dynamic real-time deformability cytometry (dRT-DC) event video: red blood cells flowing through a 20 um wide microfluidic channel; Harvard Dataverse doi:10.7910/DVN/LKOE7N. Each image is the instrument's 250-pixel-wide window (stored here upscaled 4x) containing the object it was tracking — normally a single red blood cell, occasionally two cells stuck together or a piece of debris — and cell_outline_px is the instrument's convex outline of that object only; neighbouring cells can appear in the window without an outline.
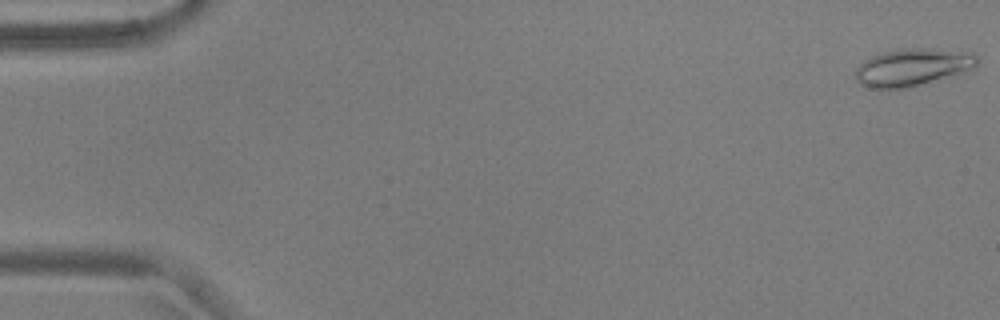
{"species": "common noctule bat (a hibernating species)", "species_latin": "Nyctalus noctula", "temperature_condition": "warm", "stored_images_in_passage": 55, "camera_frame_rate_fps": 3000, "um_per_image_px": 0.085, "animal": {"sex": "male", "body_mass_g": 17.9, "forearm_length_mm": 54.2}, "frame": {"image": 1, "passage_image": 1, "time_ms": 0.0, "image_size_px": [1000, 320], "cell_outline_px": [[980, 60], [976, 64], [960, 72], [908, 88], [868, 88], [860, 84], [856, 80], [856, 68], [864, 60], [880, 52], [900, 48], [928, 48], [972, 52], [980, 56]], "centroid_in_image_um": [77.52, 5.69], "position_along_channel_um": 7.5, "area_um2": 26.36}}
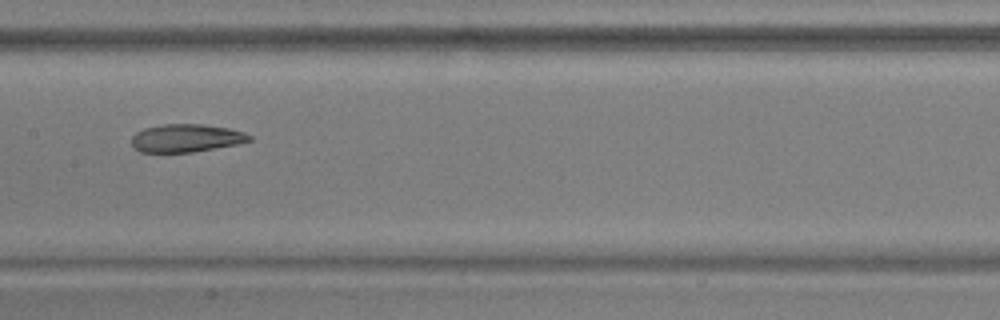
{"frame": {"image": 2, "passage_image": 28, "time_ms": 9.0, "image_size_px": [1000, 320], "cell_outline_px": [[252, 140], [236, 144], [192, 152], [140, 152], [132, 144], [132, 136], [136, 132], [144, 128], [164, 124], [204, 124], [228, 128], [244, 132], [252, 136]], "centroid_in_image_um": [15.82, 11.73], "position_along_channel_um": 191.6, "area_um2": 19.07}}
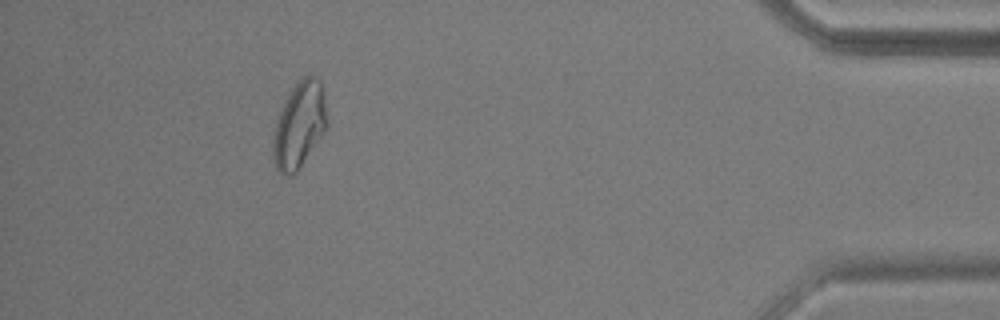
{"frame": {"image": 3, "passage_image": 50, "time_ms": 16.333, "image_size_px": [1000, 320], "cell_outline_px": [[328, 124], [324, 132], [296, 172], [288, 176], [276, 172], [272, 152], [272, 144], [276, 124], [280, 112], [296, 80], [304, 76], [312, 76], [320, 80], [324, 92]], "centroid_in_image_um": [25.44, 10.63], "position_along_channel_um": 409.8, "area_um2": 26.88}}